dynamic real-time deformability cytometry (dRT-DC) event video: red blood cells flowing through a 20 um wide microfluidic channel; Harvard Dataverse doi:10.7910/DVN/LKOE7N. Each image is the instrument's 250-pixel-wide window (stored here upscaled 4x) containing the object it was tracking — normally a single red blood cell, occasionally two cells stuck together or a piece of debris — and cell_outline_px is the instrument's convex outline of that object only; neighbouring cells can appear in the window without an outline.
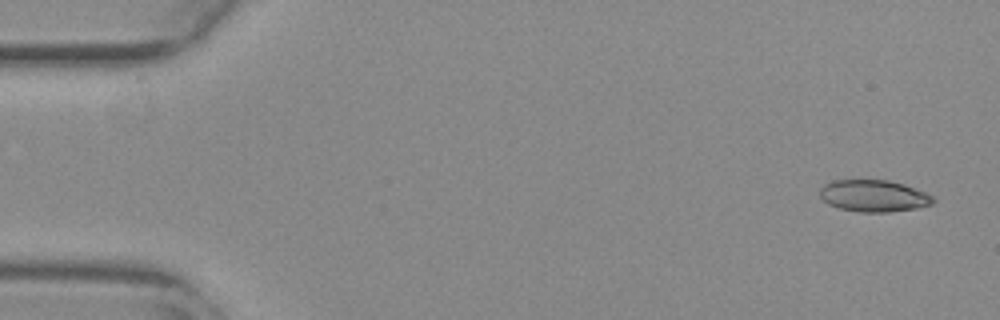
{"species": "common noctule bat (a hibernating species)", "species_latin": "Nyctalus noctula", "temperature_condition": "warm", "stored_images_in_passage": 53, "camera_frame_rate_fps": 3000, "um_per_image_px": 0.085, "animal": {"sex": "female", "body_mass_g": 29.2, "forearm_length_mm": 56.3}, "frame": {"image": 1, "passage_image": 1, "time_ms": 0.0, "image_size_px": [1000, 320], "cell_outline_px": [[936, 200], [932, 204], [916, 208], [888, 212], [860, 212], [840, 208], [828, 204], [820, 196], [820, 188], [824, 184], [832, 180], [888, 180], [904, 184], [936, 196]], "centroid_in_image_um": [74.29, 16.64], "position_along_channel_um": 10.7, "area_um2": 21.1}}
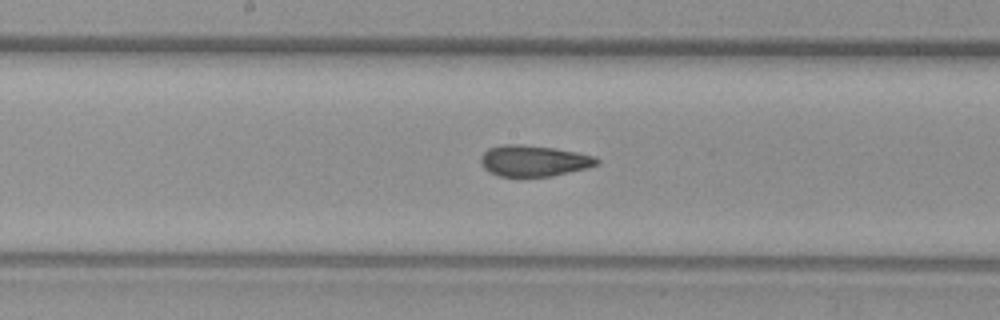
{"frame": {"image": 2, "passage_image": 27, "time_ms": 8.667, "image_size_px": [1000, 320], "cell_outline_px": [[600, 164], [588, 168], [552, 176], [500, 176], [488, 172], [480, 164], [480, 156], [488, 148], [504, 144], [520, 144], [552, 148], [576, 152], [592, 156], [600, 160]], "centroid_in_image_um": [45.35, 13.67], "position_along_channel_um": 202.9, "area_um2": 21.04}}
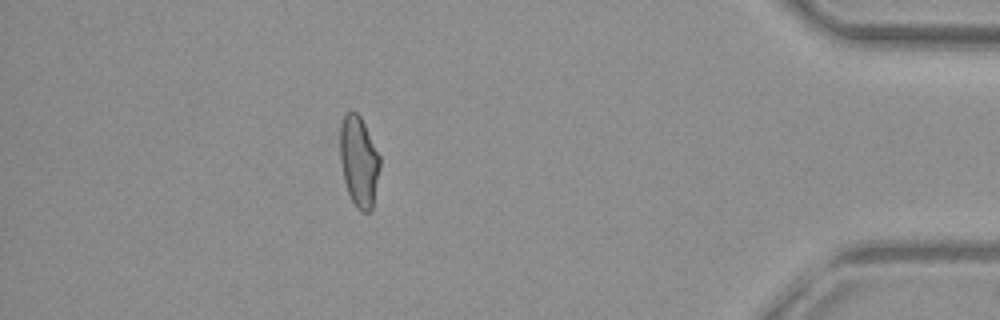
{"frame": {"image": 3, "passage_image": 47, "time_ms": 15.333, "image_size_px": [1000, 320], "cell_outline_px": [[380, 168], [372, 208], [368, 212], [360, 212], [356, 208], [348, 192], [344, 180], [340, 160], [340, 128], [344, 116], [348, 112], [356, 112], [360, 116], [380, 156]], "centroid_in_image_um": [30.5, 13.75], "position_along_channel_um": 404.7, "area_um2": 20.87}, "authors_computed_cell_mechanics": {"area_um2": 21.1548, "velocity_mm_per_s": 3.7681, "shape_relaxation_time_tau1_ms": null, "shape_relaxation_time_tau2_ms": 1.8432, "deformation_change_tau1": null, "deformation_change_tau2": 0.098}}